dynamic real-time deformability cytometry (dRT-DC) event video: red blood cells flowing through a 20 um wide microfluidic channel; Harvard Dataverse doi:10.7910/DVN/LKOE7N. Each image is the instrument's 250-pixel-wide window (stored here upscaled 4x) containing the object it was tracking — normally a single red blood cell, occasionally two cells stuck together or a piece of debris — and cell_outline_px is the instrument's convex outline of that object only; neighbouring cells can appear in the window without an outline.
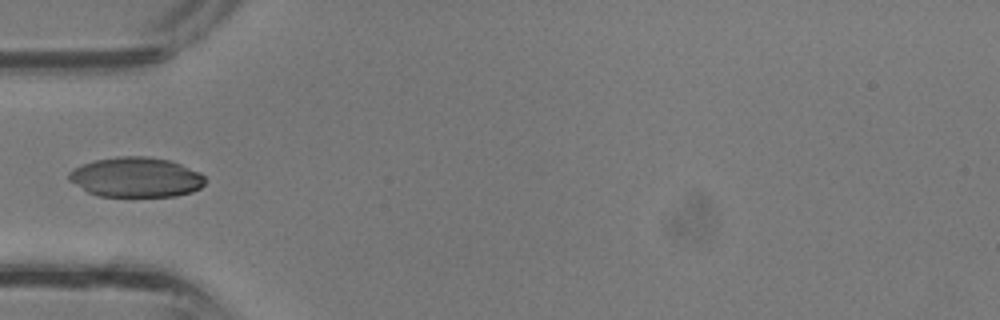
{"species": "common noctule bat (a hibernating species)", "species_latin": "Nyctalus noctula", "temperature_condition": "room temperature", "stored_images_in_passage": 25, "camera_frame_rate_fps": 3000, "um_per_image_px": 0.085, "animal": {"sex": "male", "body_mass_g": 13.3}, "frame": {"image": 1, "passage_image": 1, "time_ms": 0.0, "image_size_px": [1000, 320], "cell_outline_px": [[208, 180], [200, 188], [192, 192], [176, 196], [100, 196], [88, 192], [68, 180], [68, 172], [72, 168], [96, 160], [116, 156], [148, 156], [168, 160], [180, 164], [200, 172]], "centroid_in_image_um": [11.57, 15.06], "position_along_channel_um": 73.4, "area_um2": 31.79}}
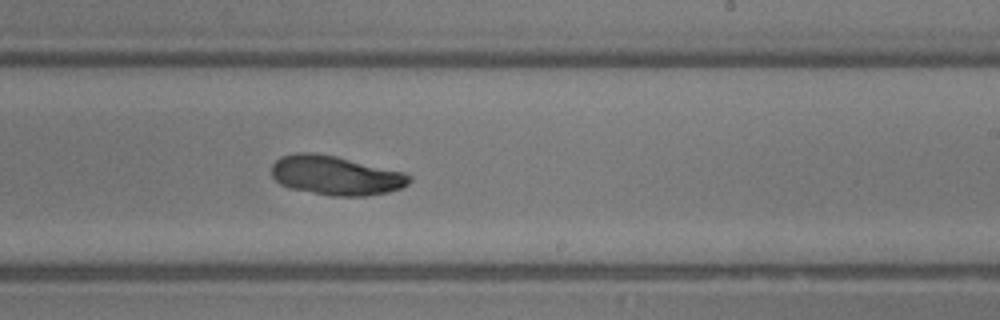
{"frame": {"image": 2, "passage_image": 11, "time_ms": 3.333, "image_size_px": [1000, 320], "cell_outline_px": [[412, 180], [408, 184], [400, 188], [388, 192], [368, 196], [332, 196], [288, 188], [280, 184], [272, 176], [272, 164], [280, 156], [296, 152], [312, 152], [336, 156], [404, 172], [412, 176]], "centroid_in_image_um": [28.53, 14.91], "position_along_channel_um": 260.5, "area_um2": 31.73}}
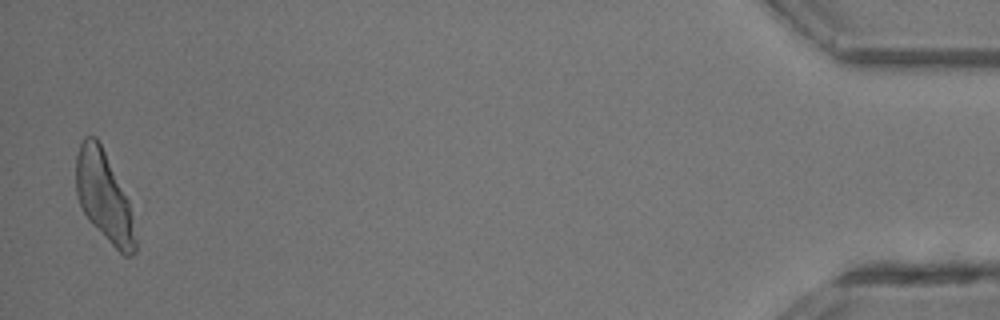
{"frame": {"image": 3, "passage_image": 25, "time_ms": 8.0, "image_size_px": [1000, 320], "cell_outline_px": [[136, 252], [132, 256], [124, 256], [88, 220], [80, 204], [76, 192], [76, 156], [80, 144], [84, 136], [96, 136], [128, 200], [136, 240]], "centroid_in_image_um": [8.82, 16.72], "position_along_channel_um": 426.4, "area_um2": 30.29}}